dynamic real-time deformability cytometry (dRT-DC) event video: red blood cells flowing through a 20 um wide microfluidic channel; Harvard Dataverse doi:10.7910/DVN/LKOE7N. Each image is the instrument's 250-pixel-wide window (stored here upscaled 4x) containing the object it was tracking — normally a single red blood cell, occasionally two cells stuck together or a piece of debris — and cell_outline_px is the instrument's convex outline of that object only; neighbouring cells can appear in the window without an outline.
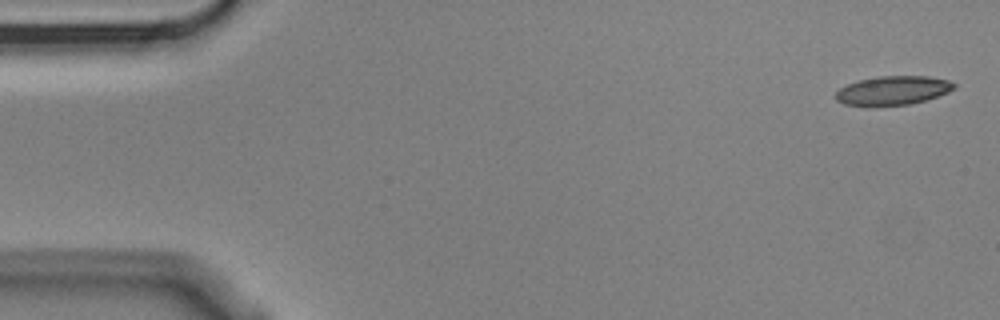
{"species": "Egyptian fruit bat (a non-hibernating species)", "species_latin": "Rousettus aegyptiacus", "temperature_condition": "cold", "stored_images_in_passage": 4, "camera_frame_rate_fps": 3000, "um_per_image_px": 0.085, "animal": {"sex": "male"}, "frame": {"image": 1, "passage_image": 1, "time_ms": 0.0, "image_size_px": [1000, 320], "cell_outline_px": [[956, 88], [948, 92], [924, 100], [908, 104], [844, 104], [836, 100], [836, 92], [840, 88], [848, 84], [860, 80], [880, 76], [928, 76], [948, 80], [956, 84]], "centroid_in_image_um": [75.94, 7.66], "position_along_channel_um": 9.1, "area_um2": 19.31}}